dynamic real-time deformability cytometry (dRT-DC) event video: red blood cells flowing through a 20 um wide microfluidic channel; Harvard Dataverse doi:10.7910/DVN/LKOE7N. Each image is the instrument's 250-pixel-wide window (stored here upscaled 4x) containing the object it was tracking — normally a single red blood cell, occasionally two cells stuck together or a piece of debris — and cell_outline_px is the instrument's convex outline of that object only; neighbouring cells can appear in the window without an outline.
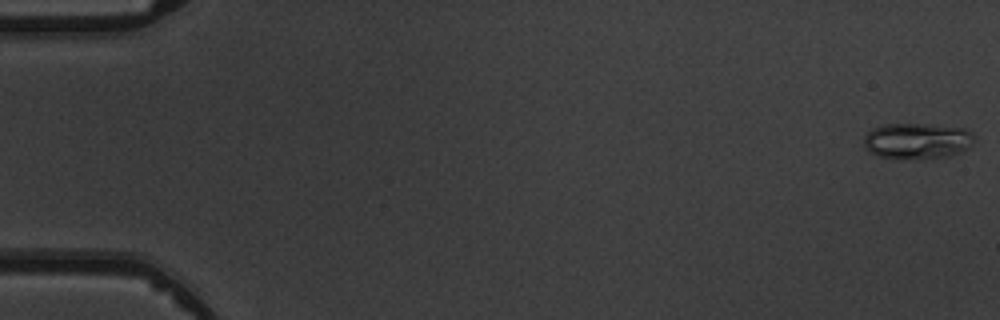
{"species": "common noctule bat (a hibernating species)", "species_latin": "Nyctalus noctula", "temperature_condition": "warm", "stored_images_in_passage": 5, "camera_frame_rate_fps": 3000, "um_per_image_px": 0.085, "animal": {"sex": "male", "body_mass_g": 19.5, "forearm_length_mm": 54.6}, "frame": {"image": 1, "passage_image": 1, "time_ms": 0.0, "image_size_px": [1000, 320], "cell_outline_px": [[976, 140], [968, 148], [960, 152], [948, 156], [924, 160], [880, 156], [872, 152], [864, 144], [864, 136], [872, 128], [888, 124], [924, 124], [964, 128], [972, 132]], "centroid_in_image_um": [78.02, 11.98], "position_along_channel_um": 7.0, "area_um2": 23.12}}
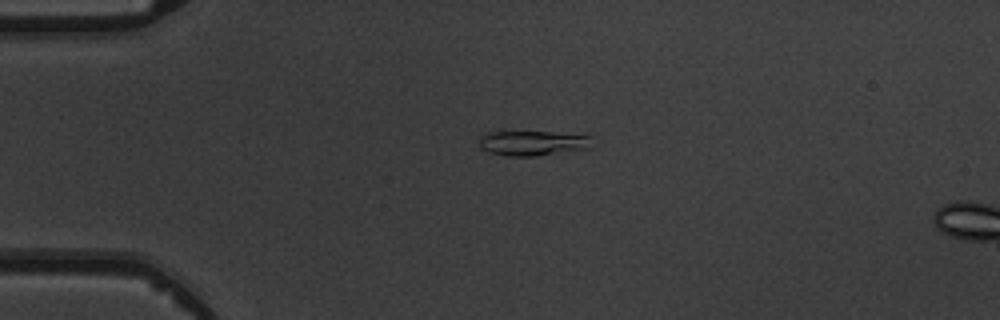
{"frame": {"image": 2, "passage_image": 4, "time_ms": 4.0, "image_size_px": [1000, 320], "cell_outline_px": [[592, 136], [588, 148], [536, 156], [508, 156], [488, 152], [480, 148], [480, 136], [484, 132], [552, 132]], "centroid_in_image_um": [45.22, 12.16], "position_along_channel_um": 39.8, "area_um2": 16.24}}